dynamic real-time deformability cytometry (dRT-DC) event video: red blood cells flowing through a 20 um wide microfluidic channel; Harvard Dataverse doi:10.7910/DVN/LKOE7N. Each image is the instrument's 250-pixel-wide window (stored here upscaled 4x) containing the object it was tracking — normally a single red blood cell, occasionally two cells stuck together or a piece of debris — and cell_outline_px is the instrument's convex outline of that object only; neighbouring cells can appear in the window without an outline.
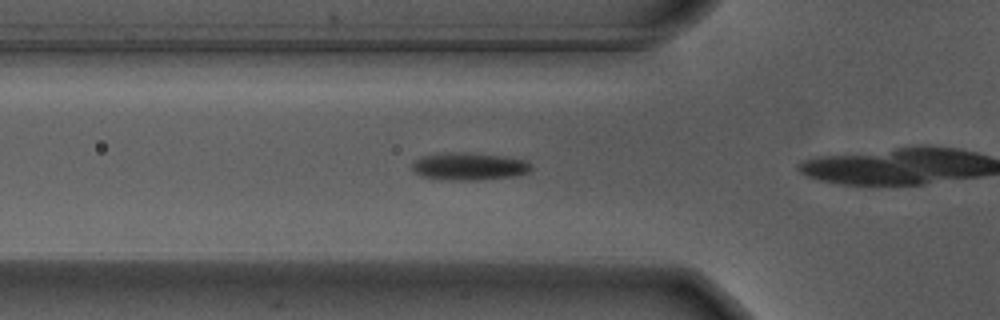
{"species": "Egyptian fruit bat (a non-hibernating species)", "species_latin": "Rousettus aegyptiacus", "temperature_condition": "warm", "stored_images_in_passage": 15, "camera_frame_rate_fps": 3000, "um_per_image_px": 0.085, "animal": {"sex": "male"}, "frame": {"image": 1, "passage_image": 11, "time_ms": 3.333, "image_size_px": [1000, 320], "cell_outline_px": [[532, 168], [528, 172], [516, 176], [484, 180], [440, 180], [420, 176], [412, 172], [412, 160], [420, 156], [436, 152], [464, 152], [500, 156], [528, 160], [532, 164]], "centroid_in_image_um": [39.8, 14.14], "position_along_channel_um": 86.0, "area_um2": 19.77}}